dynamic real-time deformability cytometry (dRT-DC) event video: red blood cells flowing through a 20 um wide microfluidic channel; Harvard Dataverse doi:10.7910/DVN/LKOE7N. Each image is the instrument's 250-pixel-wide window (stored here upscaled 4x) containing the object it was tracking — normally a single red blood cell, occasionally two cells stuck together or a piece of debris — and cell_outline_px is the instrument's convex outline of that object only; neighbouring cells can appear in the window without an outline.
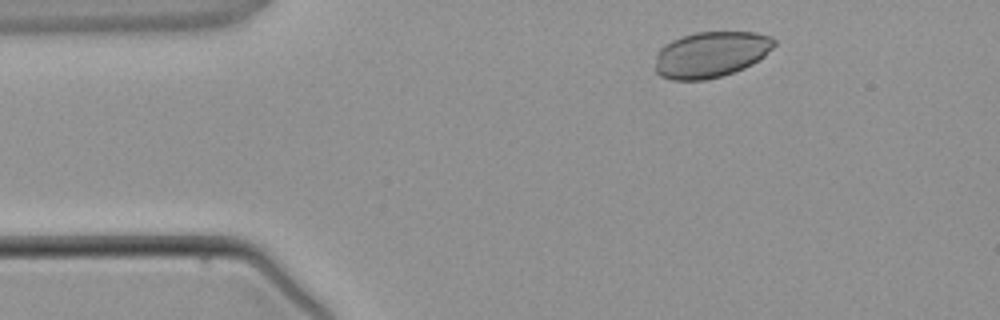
{"species": "common noctule bat (a hibernating species)", "species_latin": "Nyctalus noctula", "temperature_condition": "warm", "stored_images_in_passage": 2, "camera_frame_rate_fps": 3000, "um_per_image_px": 0.085, "animal": {"sex": "male", "body_mass_g": 21.5, "forearm_length_mm": 52.0}, "frame": {"image": 1, "passage_image": 1, "time_ms": 0.0, "image_size_px": [1000, 320], "cell_outline_px": [[776, 44], [764, 56], [752, 64], [744, 68], [720, 76], [704, 80], [672, 80], [660, 76], [656, 72], [656, 56], [660, 48], [664, 44], [672, 40], [696, 32], [756, 32], [772, 36], [776, 40]], "centroid_in_image_um": [60.43, 4.62], "position_along_channel_um": 24.6, "area_um2": 31.85}}